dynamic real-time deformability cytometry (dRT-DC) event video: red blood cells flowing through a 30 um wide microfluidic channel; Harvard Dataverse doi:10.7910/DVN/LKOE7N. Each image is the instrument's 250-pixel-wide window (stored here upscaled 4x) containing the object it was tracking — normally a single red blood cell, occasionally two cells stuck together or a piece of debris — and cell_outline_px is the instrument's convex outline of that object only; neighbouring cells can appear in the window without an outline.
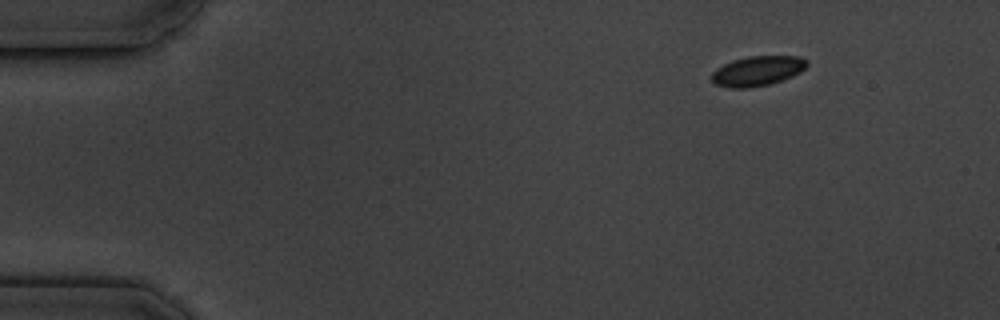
{"species": "common noctule bat (a hibernating species)", "species_latin": "Nyctalus noctula", "temperature_condition": "cold", "stored_images_in_passage": 3, "camera_frame_rate_fps": 3000, "um_per_image_px": 0.085, "animal": {"sex": "male", "body_mass_g": 19.5, "forearm_length_mm": 54.6}, "frame": {"image": 1, "passage_image": 1, "time_ms": 0.0, "image_size_px": [1000, 320], "cell_outline_px": [[808, 64], [800, 72], [792, 76], [768, 84], [748, 88], [728, 88], [716, 84], [712, 80], [712, 72], [716, 68], [732, 60], [748, 56], [800, 56], [808, 60]], "centroid_in_image_um": [64.38, 6.02], "position_along_channel_um": 20.6, "area_um2": 16.53}}
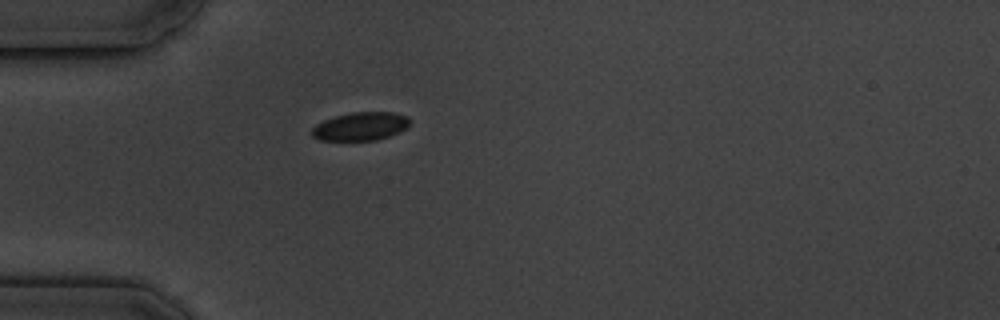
{"frame": {"image": 2, "passage_image": 3, "time_ms": 3.333, "image_size_px": [1000, 320], "cell_outline_px": [[408, 128], [400, 132], [376, 140], [320, 140], [312, 136], [312, 128], [316, 124], [324, 120], [336, 116], [352, 112], [392, 112], [408, 116]], "centroid_in_image_um": [30.65, 10.74], "position_along_channel_um": 54.3, "area_um2": 16.07}}